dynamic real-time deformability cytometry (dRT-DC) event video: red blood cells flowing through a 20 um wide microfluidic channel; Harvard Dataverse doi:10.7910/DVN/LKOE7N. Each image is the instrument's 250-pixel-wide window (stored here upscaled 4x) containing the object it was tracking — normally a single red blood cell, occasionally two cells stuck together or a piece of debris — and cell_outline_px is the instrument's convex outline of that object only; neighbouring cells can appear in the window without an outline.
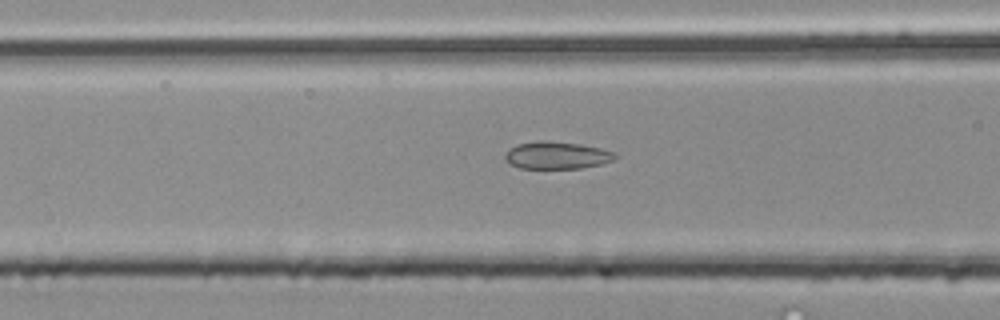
{"species": "common noctule bat (a hibernating species)", "species_latin": "Nyctalus noctula", "temperature_condition": "room temperature", "stored_images_in_passage": 49, "camera_frame_rate_fps": 3000, "um_per_image_px": 0.085, "animal": {"sex": "male", "body_mass_g": 20.4}, "frame": {"image": 1, "passage_image": 11, "time_ms": 3.333, "image_size_px": [1000, 320], "cell_outline_px": [[616, 156], [612, 160], [600, 164], [580, 168], [520, 168], [512, 164], [504, 156], [516, 144], [540, 140], [580, 144], [600, 148], [612, 152]], "centroid_in_image_um": [47.32, 13.2], "position_along_channel_um": 119.3, "area_um2": 17.05}}
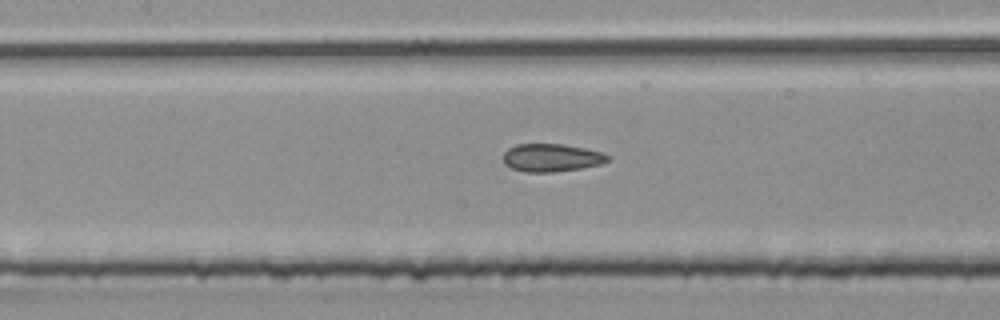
{"frame": {"image": 2, "passage_image": 14, "time_ms": 4.333, "image_size_px": [1000, 320], "cell_outline_px": [[612, 156], [608, 160], [600, 164], [580, 168], [552, 172], [524, 172], [512, 168], [504, 164], [504, 152], [508, 148], [516, 144], [564, 144], [584, 148], [600, 152]], "centroid_in_image_um": [46.86, 13.4], "position_along_channel_um": 160.5, "area_um2": 16.94}}
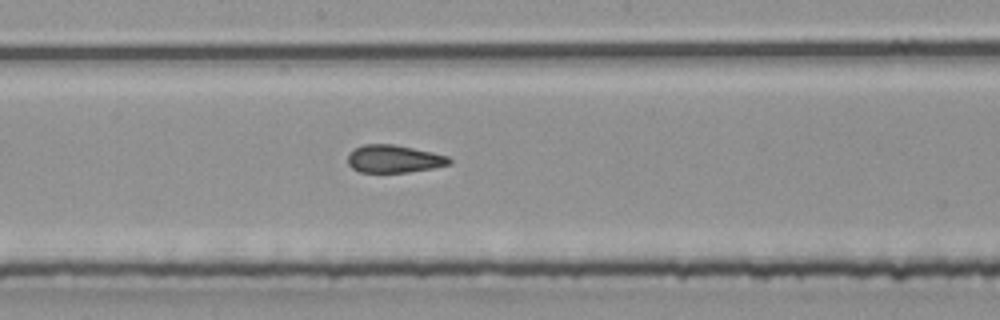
{"frame": {"image": 3, "passage_image": 18, "time_ms": 5.667, "image_size_px": [1000, 320], "cell_outline_px": [[452, 164], [432, 168], [408, 172], [360, 172], [352, 168], [348, 164], [348, 156], [356, 148], [364, 144], [392, 144], [432, 152], [448, 156], [452, 160]], "centroid_in_image_um": [33.51, 13.51], "position_along_channel_um": 214.7, "area_um2": 16.24}}